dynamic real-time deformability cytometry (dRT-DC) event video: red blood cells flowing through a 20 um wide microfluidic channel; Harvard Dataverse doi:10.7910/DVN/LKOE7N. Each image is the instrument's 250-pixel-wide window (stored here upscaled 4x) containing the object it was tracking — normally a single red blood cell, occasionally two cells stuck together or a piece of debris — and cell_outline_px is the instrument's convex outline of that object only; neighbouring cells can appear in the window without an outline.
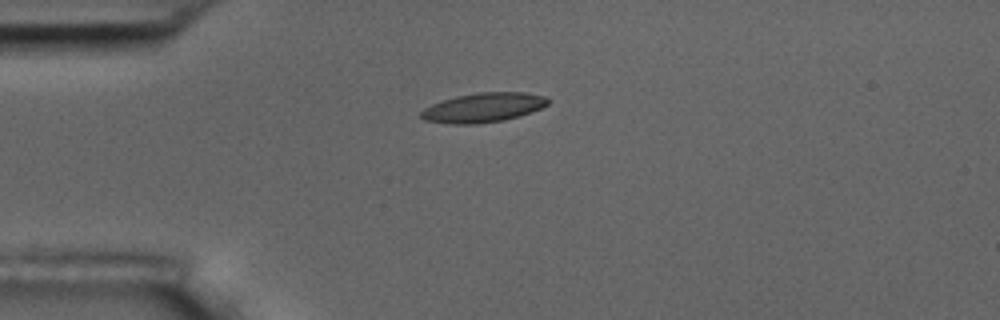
{"species": "common noctule bat (a hibernating species)", "species_latin": "Nyctalus noctula", "temperature_condition": "room temperature", "stored_images_in_passage": 10, "camera_frame_rate_fps": 3000, "um_per_image_px": 0.085, "animal": {"sex": "male", "body_mass_g": 17.5, "forearm_length_mm": 52.3}, "frame": {"image": 1, "passage_image": 4, "time_ms": 3.333, "image_size_px": [1000, 320], "cell_outline_px": [[552, 100], [548, 104], [532, 112], [520, 116], [504, 120], [476, 124], [448, 124], [424, 120], [420, 116], [420, 112], [424, 108], [432, 104], [456, 96], [476, 92], [524, 92], [544, 96]], "centroid_in_image_um": [41.09, 9.14], "position_along_channel_um": 43.9, "area_um2": 21.91}}
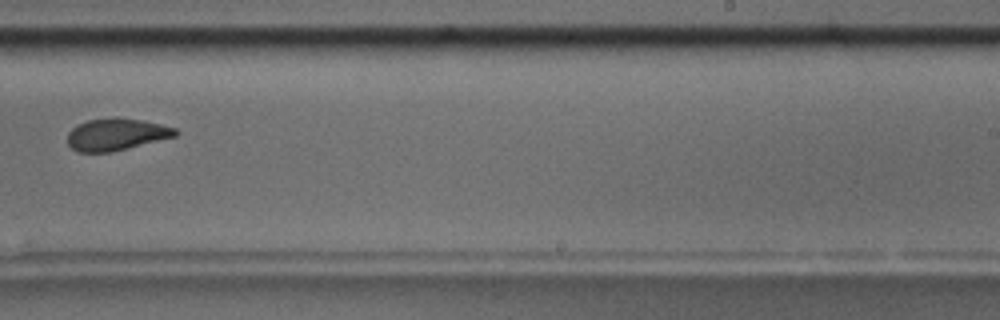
{"frame": {"image": 2, "passage_image": 10, "time_ms": 10.333, "image_size_px": [1000, 320], "cell_outline_px": [[180, 132], [176, 136], [112, 152], [76, 152], [68, 144], [68, 132], [76, 124], [88, 120], [112, 116], [116, 116], [144, 120], [176, 128]], "centroid_in_image_um": [9.88, 11.4], "position_along_channel_um": 279.1, "area_um2": 20.46}}